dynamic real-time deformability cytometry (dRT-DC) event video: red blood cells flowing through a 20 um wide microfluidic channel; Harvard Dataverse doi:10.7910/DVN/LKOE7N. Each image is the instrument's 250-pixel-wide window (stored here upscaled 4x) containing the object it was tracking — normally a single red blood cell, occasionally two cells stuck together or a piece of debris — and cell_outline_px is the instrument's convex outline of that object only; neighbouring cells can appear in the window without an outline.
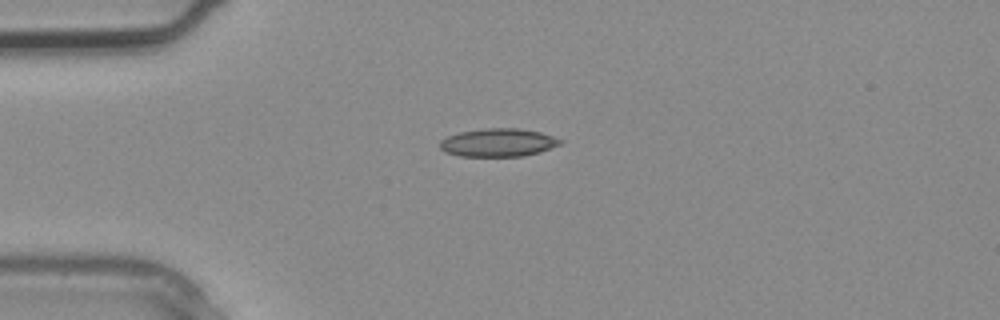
{"species": "common noctule bat (a hibernating species)", "species_latin": "Nyctalus noctula", "temperature_condition": "warm", "stored_images_in_passage": 1, "camera_frame_rate_fps": 3000, "um_per_image_px": 0.085, "animal": {"sex": "male", "body_mass_g": 20.4}, "frame": {"image": 1, "passage_image": 1, "time_ms": 0.0, "image_size_px": [1000, 320], "cell_outline_px": [[564, 140], [560, 144], [540, 152], [524, 156], [460, 156], [444, 152], [440, 148], [440, 140], [448, 136], [460, 132], [484, 128], [520, 128], [540, 132]], "centroid_in_image_um": [42.34, 12.12], "position_along_channel_um": 42.7, "area_um2": 19.77}}